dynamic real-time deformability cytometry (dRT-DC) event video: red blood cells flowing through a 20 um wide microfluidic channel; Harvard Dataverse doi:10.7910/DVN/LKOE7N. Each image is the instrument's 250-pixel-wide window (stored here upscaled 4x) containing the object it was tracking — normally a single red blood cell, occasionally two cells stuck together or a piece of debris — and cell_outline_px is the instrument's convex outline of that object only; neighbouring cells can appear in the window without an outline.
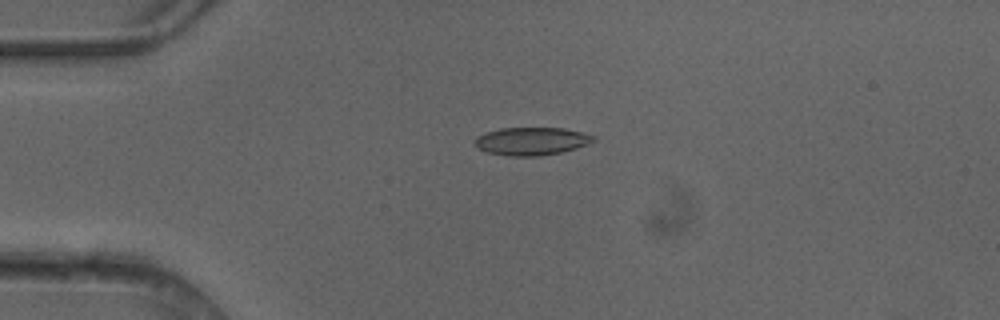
{"species": "common noctule bat (a hibernating species)", "species_latin": "Nyctalus noctula", "temperature_condition": "cold", "stored_images_in_passage": 4, "camera_frame_rate_fps": 3000, "um_per_image_px": 0.085, "animal": {"sex": "female"}, "frame": {"image": 1, "passage_image": 3, "time_ms": 0.667, "image_size_px": [1000, 320], "cell_outline_px": [[596, 140], [588, 144], [576, 148], [560, 152], [536, 156], [508, 156], [488, 152], [472, 144], [476, 136], [484, 132], [500, 128], [564, 128], [596, 136]], "centroid_in_image_um": [45.15, 11.99], "position_along_channel_um": 39.8, "area_um2": 19.31}}